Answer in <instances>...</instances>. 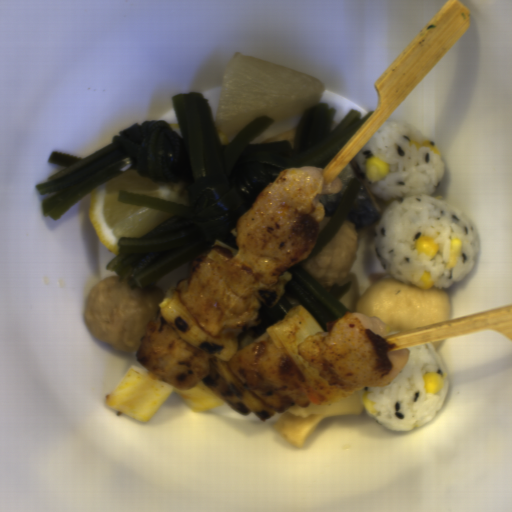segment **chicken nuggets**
<instances>
[{
  "label": "chicken nuggets",
  "mask_w": 512,
  "mask_h": 512,
  "mask_svg": "<svg viewBox=\"0 0 512 512\" xmlns=\"http://www.w3.org/2000/svg\"><path fill=\"white\" fill-rule=\"evenodd\" d=\"M342 188L322 167L282 169L238 219L236 243L251 273L270 286L306 260L324 217L321 198Z\"/></svg>",
  "instance_id": "1"
},
{
  "label": "chicken nuggets",
  "mask_w": 512,
  "mask_h": 512,
  "mask_svg": "<svg viewBox=\"0 0 512 512\" xmlns=\"http://www.w3.org/2000/svg\"><path fill=\"white\" fill-rule=\"evenodd\" d=\"M323 332L301 340L298 351L328 383L349 394L389 386L410 359L411 346L379 317L350 312Z\"/></svg>",
  "instance_id": "2"
},
{
  "label": "chicken nuggets",
  "mask_w": 512,
  "mask_h": 512,
  "mask_svg": "<svg viewBox=\"0 0 512 512\" xmlns=\"http://www.w3.org/2000/svg\"><path fill=\"white\" fill-rule=\"evenodd\" d=\"M179 297L203 332L215 338L238 337L261 323L260 301L235 295L217 268L200 259L178 283Z\"/></svg>",
  "instance_id": "3"
},
{
  "label": "chicken nuggets",
  "mask_w": 512,
  "mask_h": 512,
  "mask_svg": "<svg viewBox=\"0 0 512 512\" xmlns=\"http://www.w3.org/2000/svg\"><path fill=\"white\" fill-rule=\"evenodd\" d=\"M243 388L272 410L284 413L292 406L307 407L308 400L292 360L264 333L228 360Z\"/></svg>",
  "instance_id": "4"
},
{
  "label": "chicken nuggets",
  "mask_w": 512,
  "mask_h": 512,
  "mask_svg": "<svg viewBox=\"0 0 512 512\" xmlns=\"http://www.w3.org/2000/svg\"><path fill=\"white\" fill-rule=\"evenodd\" d=\"M135 357L146 373L177 389L200 382L210 365L208 354L185 341L162 312L142 328Z\"/></svg>",
  "instance_id": "5"
}]
</instances>
